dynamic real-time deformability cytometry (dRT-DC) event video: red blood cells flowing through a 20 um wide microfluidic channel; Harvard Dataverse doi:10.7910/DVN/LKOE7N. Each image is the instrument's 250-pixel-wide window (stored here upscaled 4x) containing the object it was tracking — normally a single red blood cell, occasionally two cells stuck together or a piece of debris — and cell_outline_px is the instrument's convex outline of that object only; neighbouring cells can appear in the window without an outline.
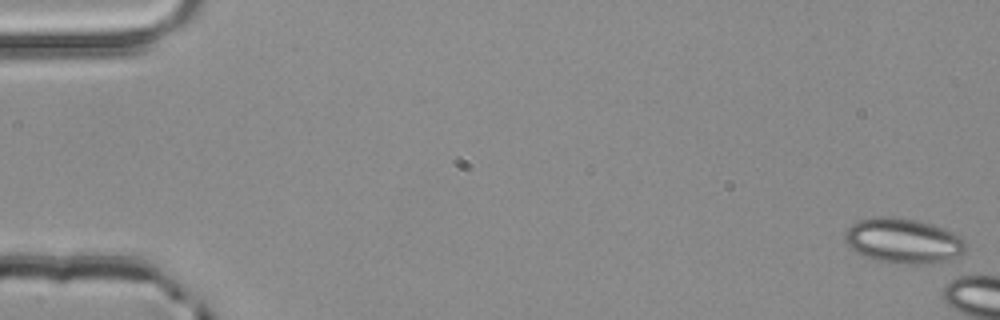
{"species": "common noctule bat (a hibernating species)", "species_latin": "Nyctalus noctula", "temperature_condition": "room temperature", "stored_images_in_passage": 5, "camera_frame_rate_fps": 3000, "um_per_image_px": 0.085, "animal": {"sex": "male", "body_mass_g": 20.4}, "frame": {"image": 1, "passage_image": 1, "time_ms": 0.0, "image_size_px": [1000, 320], "cell_outline_px": [[964, 252], [948, 260], [932, 264], [900, 264], [880, 260], [864, 256], [856, 252], [844, 240], [844, 232], [852, 224], [860, 220], [876, 216], [892, 216], [916, 220], [932, 224], [944, 228], [960, 236], [964, 240]], "centroid_in_image_um": [76.77, 20.46], "position_along_channel_um": 8.2, "area_um2": 31.67}}